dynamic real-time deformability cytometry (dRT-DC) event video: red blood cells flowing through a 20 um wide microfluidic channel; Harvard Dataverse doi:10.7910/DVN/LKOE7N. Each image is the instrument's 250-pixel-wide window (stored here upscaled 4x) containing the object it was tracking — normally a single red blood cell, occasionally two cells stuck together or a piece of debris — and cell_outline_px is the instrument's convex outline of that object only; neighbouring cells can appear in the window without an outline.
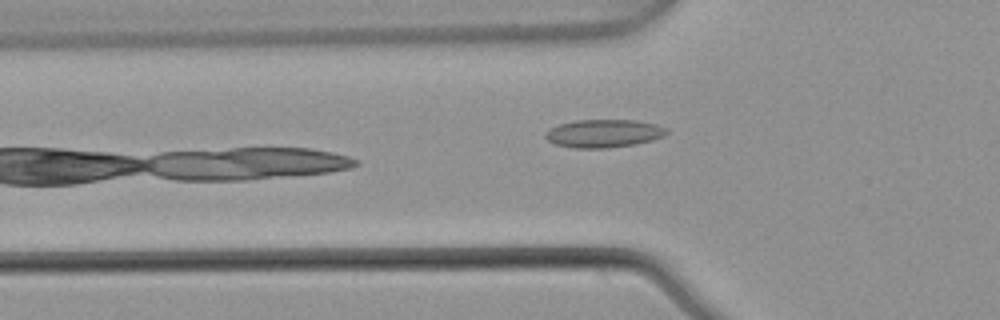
{"species": "common noctule bat (a hibernating species)", "species_latin": "Nyctalus noctula", "temperature_condition": "warm", "stored_images_in_passage": 4, "camera_frame_rate_fps": 3000, "um_per_image_px": 0.085, "animal": {"sex": "male", "body_mass_g": 21.5, "forearm_length_mm": 52.0}, "frame": {"image": 1, "passage_image": 4, "time_ms": 1.0, "image_size_px": [1000, 320], "cell_outline_px": [[668, 132], [664, 136], [652, 140], [636, 144], [608, 148], [572, 148], [556, 144], [548, 140], [544, 136], [544, 132], [560, 124], [576, 120], [636, 120], [656, 124], [668, 128]], "centroid_in_image_um": [51.34, 11.34], "position_along_channel_um": 74.5, "area_um2": 19.88}}